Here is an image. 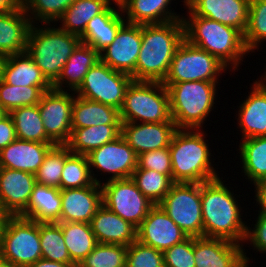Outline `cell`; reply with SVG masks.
<instances>
[{"label": "cell", "mask_w": 266, "mask_h": 267, "mask_svg": "<svg viewBox=\"0 0 266 267\" xmlns=\"http://www.w3.org/2000/svg\"><path fill=\"white\" fill-rule=\"evenodd\" d=\"M222 180L219 177L201 183L203 237L220 238L243 245L248 227L241 218L243 207Z\"/></svg>", "instance_id": "1"}, {"label": "cell", "mask_w": 266, "mask_h": 267, "mask_svg": "<svg viewBox=\"0 0 266 267\" xmlns=\"http://www.w3.org/2000/svg\"><path fill=\"white\" fill-rule=\"evenodd\" d=\"M184 39L182 20L142 25L136 81L163 82L168 75L176 49Z\"/></svg>", "instance_id": "2"}, {"label": "cell", "mask_w": 266, "mask_h": 267, "mask_svg": "<svg viewBox=\"0 0 266 267\" xmlns=\"http://www.w3.org/2000/svg\"><path fill=\"white\" fill-rule=\"evenodd\" d=\"M187 14L189 17L182 16L185 40L212 54L231 72L238 71L244 55L249 54L243 34L234 27L194 15L190 10Z\"/></svg>", "instance_id": "3"}, {"label": "cell", "mask_w": 266, "mask_h": 267, "mask_svg": "<svg viewBox=\"0 0 266 267\" xmlns=\"http://www.w3.org/2000/svg\"><path fill=\"white\" fill-rule=\"evenodd\" d=\"M200 129H177L169 151L174 183H203L219 178L213 167L205 132Z\"/></svg>", "instance_id": "4"}, {"label": "cell", "mask_w": 266, "mask_h": 267, "mask_svg": "<svg viewBox=\"0 0 266 267\" xmlns=\"http://www.w3.org/2000/svg\"><path fill=\"white\" fill-rule=\"evenodd\" d=\"M50 25H31L26 52L46 79L53 84L60 76L68 58L81 43V39L58 26L55 28V25Z\"/></svg>", "instance_id": "5"}, {"label": "cell", "mask_w": 266, "mask_h": 267, "mask_svg": "<svg viewBox=\"0 0 266 267\" xmlns=\"http://www.w3.org/2000/svg\"><path fill=\"white\" fill-rule=\"evenodd\" d=\"M218 83L187 81L164 84L169 93L171 118L177 129H202L216 104Z\"/></svg>", "instance_id": "6"}, {"label": "cell", "mask_w": 266, "mask_h": 267, "mask_svg": "<svg viewBox=\"0 0 266 267\" xmlns=\"http://www.w3.org/2000/svg\"><path fill=\"white\" fill-rule=\"evenodd\" d=\"M119 111L122 123L174 122L170 114L168 90L158 81L133 80Z\"/></svg>", "instance_id": "7"}, {"label": "cell", "mask_w": 266, "mask_h": 267, "mask_svg": "<svg viewBox=\"0 0 266 267\" xmlns=\"http://www.w3.org/2000/svg\"><path fill=\"white\" fill-rule=\"evenodd\" d=\"M41 258L39 222L8 216L0 238V259L18 267H28Z\"/></svg>", "instance_id": "8"}, {"label": "cell", "mask_w": 266, "mask_h": 267, "mask_svg": "<svg viewBox=\"0 0 266 267\" xmlns=\"http://www.w3.org/2000/svg\"><path fill=\"white\" fill-rule=\"evenodd\" d=\"M227 69L228 67L212 54L184 39L176 49L168 75L162 83L219 82V76L228 71Z\"/></svg>", "instance_id": "9"}, {"label": "cell", "mask_w": 266, "mask_h": 267, "mask_svg": "<svg viewBox=\"0 0 266 267\" xmlns=\"http://www.w3.org/2000/svg\"><path fill=\"white\" fill-rule=\"evenodd\" d=\"M159 206L189 237H203L201 183H173Z\"/></svg>", "instance_id": "10"}, {"label": "cell", "mask_w": 266, "mask_h": 267, "mask_svg": "<svg viewBox=\"0 0 266 267\" xmlns=\"http://www.w3.org/2000/svg\"><path fill=\"white\" fill-rule=\"evenodd\" d=\"M132 81L130 75L115 71L100 60L88 70L82 84L74 93L120 110Z\"/></svg>", "instance_id": "11"}, {"label": "cell", "mask_w": 266, "mask_h": 267, "mask_svg": "<svg viewBox=\"0 0 266 267\" xmlns=\"http://www.w3.org/2000/svg\"><path fill=\"white\" fill-rule=\"evenodd\" d=\"M101 187L103 205L136 228L154 206L131 178L103 182Z\"/></svg>", "instance_id": "12"}, {"label": "cell", "mask_w": 266, "mask_h": 267, "mask_svg": "<svg viewBox=\"0 0 266 267\" xmlns=\"http://www.w3.org/2000/svg\"><path fill=\"white\" fill-rule=\"evenodd\" d=\"M86 156L93 180L99 185L102 182L95 176L96 174L93 171L95 169H97V173L112 174L106 179V181H112L131 178L132 173L137 168L138 156L122 135L91 151Z\"/></svg>", "instance_id": "13"}, {"label": "cell", "mask_w": 266, "mask_h": 267, "mask_svg": "<svg viewBox=\"0 0 266 267\" xmlns=\"http://www.w3.org/2000/svg\"><path fill=\"white\" fill-rule=\"evenodd\" d=\"M74 93L51 89L38 103L46 135L56 144L65 145L71 135Z\"/></svg>", "instance_id": "14"}, {"label": "cell", "mask_w": 266, "mask_h": 267, "mask_svg": "<svg viewBox=\"0 0 266 267\" xmlns=\"http://www.w3.org/2000/svg\"><path fill=\"white\" fill-rule=\"evenodd\" d=\"M142 43V25L125 23L114 41L100 52V60L136 81V62Z\"/></svg>", "instance_id": "15"}, {"label": "cell", "mask_w": 266, "mask_h": 267, "mask_svg": "<svg viewBox=\"0 0 266 267\" xmlns=\"http://www.w3.org/2000/svg\"><path fill=\"white\" fill-rule=\"evenodd\" d=\"M243 246L220 238L194 237L195 267H249Z\"/></svg>", "instance_id": "16"}, {"label": "cell", "mask_w": 266, "mask_h": 267, "mask_svg": "<svg viewBox=\"0 0 266 267\" xmlns=\"http://www.w3.org/2000/svg\"><path fill=\"white\" fill-rule=\"evenodd\" d=\"M136 230L137 241L161 252L189 237L159 205H154L149 210Z\"/></svg>", "instance_id": "17"}, {"label": "cell", "mask_w": 266, "mask_h": 267, "mask_svg": "<svg viewBox=\"0 0 266 267\" xmlns=\"http://www.w3.org/2000/svg\"><path fill=\"white\" fill-rule=\"evenodd\" d=\"M35 174L0 167V208L8 216H20L28 206Z\"/></svg>", "instance_id": "18"}, {"label": "cell", "mask_w": 266, "mask_h": 267, "mask_svg": "<svg viewBox=\"0 0 266 267\" xmlns=\"http://www.w3.org/2000/svg\"><path fill=\"white\" fill-rule=\"evenodd\" d=\"M250 0H184L194 15L209 18L245 33Z\"/></svg>", "instance_id": "19"}, {"label": "cell", "mask_w": 266, "mask_h": 267, "mask_svg": "<svg viewBox=\"0 0 266 267\" xmlns=\"http://www.w3.org/2000/svg\"><path fill=\"white\" fill-rule=\"evenodd\" d=\"M61 214L58 222L90 223L102 203V187L91 186L60 189Z\"/></svg>", "instance_id": "20"}, {"label": "cell", "mask_w": 266, "mask_h": 267, "mask_svg": "<svg viewBox=\"0 0 266 267\" xmlns=\"http://www.w3.org/2000/svg\"><path fill=\"white\" fill-rule=\"evenodd\" d=\"M176 130L174 122L121 124V135L137 156L169 147Z\"/></svg>", "instance_id": "21"}, {"label": "cell", "mask_w": 266, "mask_h": 267, "mask_svg": "<svg viewBox=\"0 0 266 267\" xmlns=\"http://www.w3.org/2000/svg\"><path fill=\"white\" fill-rule=\"evenodd\" d=\"M249 95L239 106L237 125L241 139L266 136V83H253Z\"/></svg>", "instance_id": "22"}, {"label": "cell", "mask_w": 266, "mask_h": 267, "mask_svg": "<svg viewBox=\"0 0 266 267\" xmlns=\"http://www.w3.org/2000/svg\"><path fill=\"white\" fill-rule=\"evenodd\" d=\"M54 145L17 138L0 150V167L35 174Z\"/></svg>", "instance_id": "23"}, {"label": "cell", "mask_w": 266, "mask_h": 267, "mask_svg": "<svg viewBox=\"0 0 266 267\" xmlns=\"http://www.w3.org/2000/svg\"><path fill=\"white\" fill-rule=\"evenodd\" d=\"M97 243L129 246L137 240V228L105 205H101L90 222Z\"/></svg>", "instance_id": "24"}, {"label": "cell", "mask_w": 266, "mask_h": 267, "mask_svg": "<svg viewBox=\"0 0 266 267\" xmlns=\"http://www.w3.org/2000/svg\"><path fill=\"white\" fill-rule=\"evenodd\" d=\"M116 8L110 5L104 12L95 15L80 36L81 43L92 46L99 53L109 46L119 29L126 23V15L123 14L121 7L116 6Z\"/></svg>", "instance_id": "25"}, {"label": "cell", "mask_w": 266, "mask_h": 267, "mask_svg": "<svg viewBox=\"0 0 266 267\" xmlns=\"http://www.w3.org/2000/svg\"><path fill=\"white\" fill-rule=\"evenodd\" d=\"M1 79L12 86H37L43 92L52 89V84L26 51L6 56Z\"/></svg>", "instance_id": "26"}, {"label": "cell", "mask_w": 266, "mask_h": 267, "mask_svg": "<svg viewBox=\"0 0 266 267\" xmlns=\"http://www.w3.org/2000/svg\"><path fill=\"white\" fill-rule=\"evenodd\" d=\"M99 61L98 51L92 46L80 43L68 58L58 79L52 84V89L75 92L82 84L88 70Z\"/></svg>", "instance_id": "27"}, {"label": "cell", "mask_w": 266, "mask_h": 267, "mask_svg": "<svg viewBox=\"0 0 266 267\" xmlns=\"http://www.w3.org/2000/svg\"><path fill=\"white\" fill-rule=\"evenodd\" d=\"M32 23L23 8L0 13V53L5 56L26 51Z\"/></svg>", "instance_id": "28"}, {"label": "cell", "mask_w": 266, "mask_h": 267, "mask_svg": "<svg viewBox=\"0 0 266 267\" xmlns=\"http://www.w3.org/2000/svg\"><path fill=\"white\" fill-rule=\"evenodd\" d=\"M173 0H126L121 6L126 13V23L144 25L161 24L169 21L182 20V15L173 12ZM170 6V7H168ZM181 16V17H180Z\"/></svg>", "instance_id": "29"}, {"label": "cell", "mask_w": 266, "mask_h": 267, "mask_svg": "<svg viewBox=\"0 0 266 267\" xmlns=\"http://www.w3.org/2000/svg\"><path fill=\"white\" fill-rule=\"evenodd\" d=\"M120 111L97 101L75 96L72 106V129L98 125H121Z\"/></svg>", "instance_id": "30"}, {"label": "cell", "mask_w": 266, "mask_h": 267, "mask_svg": "<svg viewBox=\"0 0 266 267\" xmlns=\"http://www.w3.org/2000/svg\"><path fill=\"white\" fill-rule=\"evenodd\" d=\"M60 214V189L36 183L27 209L20 216L37 222H58Z\"/></svg>", "instance_id": "31"}, {"label": "cell", "mask_w": 266, "mask_h": 267, "mask_svg": "<svg viewBox=\"0 0 266 267\" xmlns=\"http://www.w3.org/2000/svg\"><path fill=\"white\" fill-rule=\"evenodd\" d=\"M120 135L121 125H98L72 129L70 139L65 145L71 153L88 155Z\"/></svg>", "instance_id": "32"}, {"label": "cell", "mask_w": 266, "mask_h": 267, "mask_svg": "<svg viewBox=\"0 0 266 267\" xmlns=\"http://www.w3.org/2000/svg\"><path fill=\"white\" fill-rule=\"evenodd\" d=\"M110 5L112 4L107 0H76L57 20L62 23L59 28L80 37L88 22L95 15L104 12Z\"/></svg>", "instance_id": "33"}, {"label": "cell", "mask_w": 266, "mask_h": 267, "mask_svg": "<svg viewBox=\"0 0 266 267\" xmlns=\"http://www.w3.org/2000/svg\"><path fill=\"white\" fill-rule=\"evenodd\" d=\"M239 144L242 172L252 184L266 179V136L242 139Z\"/></svg>", "instance_id": "34"}, {"label": "cell", "mask_w": 266, "mask_h": 267, "mask_svg": "<svg viewBox=\"0 0 266 267\" xmlns=\"http://www.w3.org/2000/svg\"><path fill=\"white\" fill-rule=\"evenodd\" d=\"M62 228L64 242L71 260L78 265L97 244L90 223L57 222Z\"/></svg>", "instance_id": "35"}, {"label": "cell", "mask_w": 266, "mask_h": 267, "mask_svg": "<svg viewBox=\"0 0 266 267\" xmlns=\"http://www.w3.org/2000/svg\"><path fill=\"white\" fill-rule=\"evenodd\" d=\"M8 114L13 120L18 139L54 143L45 133L38 105L19 107Z\"/></svg>", "instance_id": "36"}, {"label": "cell", "mask_w": 266, "mask_h": 267, "mask_svg": "<svg viewBox=\"0 0 266 267\" xmlns=\"http://www.w3.org/2000/svg\"><path fill=\"white\" fill-rule=\"evenodd\" d=\"M42 258L60 263H74L64 242L62 228L57 222H39Z\"/></svg>", "instance_id": "37"}, {"label": "cell", "mask_w": 266, "mask_h": 267, "mask_svg": "<svg viewBox=\"0 0 266 267\" xmlns=\"http://www.w3.org/2000/svg\"><path fill=\"white\" fill-rule=\"evenodd\" d=\"M131 179L154 205H159L163 201L174 183L167 175L151 169H135Z\"/></svg>", "instance_id": "38"}, {"label": "cell", "mask_w": 266, "mask_h": 267, "mask_svg": "<svg viewBox=\"0 0 266 267\" xmlns=\"http://www.w3.org/2000/svg\"><path fill=\"white\" fill-rule=\"evenodd\" d=\"M246 49L253 53L266 40V0H250L248 23L243 34ZM263 42V43H262Z\"/></svg>", "instance_id": "39"}, {"label": "cell", "mask_w": 266, "mask_h": 267, "mask_svg": "<svg viewBox=\"0 0 266 267\" xmlns=\"http://www.w3.org/2000/svg\"><path fill=\"white\" fill-rule=\"evenodd\" d=\"M94 183L87 156L70 153L65 158L60 189L82 188Z\"/></svg>", "instance_id": "40"}, {"label": "cell", "mask_w": 266, "mask_h": 267, "mask_svg": "<svg viewBox=\"0 0 266 267\" xmlns=\"http://www.w3.org/2000/svg\"><path fill=\"white\" fill-rule=\"evenodd\" d=\"M70 153L66 145H54L48 151L43 163L35 173L36 183L60 189L61 174L64 168L65 158Z\"/></svg>", "instance_id": "41"}, {"label": "cell", "mask_w": 266, "mask_h": 267, "mask_svg": "<svg viewBox=\"0 0 266 267\" xmlns=\"http://www.w3.org/2000/svg\"><path fill=\"white\" fill-rule=\"evenodd\" d=\"M43 93L37 86H12L0 79V107L6 113L19 107L38 105Z\"/></svg>", "instance_id": "42"}, {"label": "cell", "mask_w": 266, "mask_h": 267, "mask_svg": "<svg viewBox=\"0 0 266 267\" xmlns=\"http://www.w3.org/2000/svg\"><path fill=\"white\" fill-rule=\"evenodd\" d=\"M74 1L76 0H22V8L32 24H55Z\"/></svg>", "instance_id": "43"}, {"label": "cell", "mask_w": 266, "mask_h": 267, "mask_svg": "<svg viewBox=\"0 0 266 267\" xmlns=\"http://www.w3.org/2000/svg\"><path fill=\"white\" fill-rule=\"evenodd\" d=\"M127 246L97 243L77 267H126Z\"/></svg>", "instance_id": "44"}, {"label": "cell", "mask_w": 266, "mask_h": 267, "mask_svg": "<svg viewBox=\"0 0 266 267\" xmlns=\"http://www.w3.org/2000/svg\"><path fill=\"white\" fill-rule=\"evenodd\" d=\"M126 267H164L163 252L136 240L127 246Z\"/></svg>", "instance_id": "45"}, {"label": "cell", "mask_w": 266, "mask_h": 267, "mask_svg": "<svg viewBox=\"0 0 266 267\" xmlns=\"http://www.w3.org/2000/svg\"><path fill=\"white\" fill-rule=\"evenodd\" d=\"M164 267H195L194 237H188L163 252Z\"/></svg>", "instance_id": "46"}, {"label": "cell", "mask_w": 266, "mask_h": 267, "mask_svg": "<svg viewBox=\"0 0 266 267\" xmlns=\"http://www.w3.org/2000/svg\"><path fill=\"white\" fill-rule=\"evenodd\" d=\"M136 169H151L167 175L172 180V163L169 147L147 151L138 155Z\"/></svg>", "instance_id": "47"}, {"label": "cell", "mask_w": 266, "mask_h": 267, "mask_svg": "<svg viewBox=\"0 0 266 267\" xmlns=\"http://www.w3.org/2000/svg\"><path fill=\"white\" fill-rule=\"evenodd\" d=\"M254 228L247 227L245 241L249 242L253 250H257L260 253H266V214L258 213Z\"/></svg>", "instance_id": "48"}, {"label": "cell", "mask_w": 266, "mask_h": 267, "mask_svg": "<svg viewBox=\"0 0 266 267\" xmlns=\"http://www.w3.org/2000/svg\"><path fill=\"white\" fill-rule=\"evenodd\" d=\"M16 137L15 126L11 116L7 113L0 120V150L7 147Z\"/></svg>", "instance_id": "49"}, {"label": "cell", "mask_w": 266, "mask_h": 267, "mask_svg": "<svg viewBox=\"0 0 266 267\" xmlns=\"http://www.w3.org/2000/svg\"><path fill=\"white\" fill-rule=\"evenodd\" d=\"M255 186V200L257 201L259 208V213L266 214V179L258 181L253 184Z\"/></svg>", "instance_id": "50"}, {"label": "cell", "mask_w": 266, "mask_h": 267, "mask_svg": "<svg viewBox=\"0 0 266 267\" xmlns=\"http://www.w3.org/2000/svg\"><path fill=\"white\" fill-rule=\"evenodd\" d=\"M28 267H77V265L75 263H60L41 258Z\"/></svg>", "instance_id": "51"}, {"label": "cell", "mask_w": 266, "mask_h": 267, "mask_svg": "<svg viewBox=\"0 0 266 267\" xmlns=\"http://www.w3.org/2000/svg\"><path fill=\"white\" fill-rule=\"evenodd\" d=\"M22 7V0H0V13L16 11Z\"/></svg>", "instance_id": "52"}, {"label": "cell", "mask_w": 266, "mask_h": 267, "mask_svg": "<svg viewBox=\"0 0 266 267\" xmlns=\"http://www.w3.org/2000/svg\"><path fill=\"white\" fill-rule=\"evenodd\" d=\"M8 215L0 208V238L2 235V230Z\"/></svg>", "instance_id": "53"}, {"label": "cell", "mask_w": 266, "mask_h": 267, "mask_svg": "<svg viewBox=\"0 0 266 267\" xmlns=\"http://www.w3.org/2000/svg\"><path fill=\"white\" fill-rule=\"evenodd\" d=\"M0 267H18L8 261L0 259Z\"/></svg>", "instance_id": "54"}, {"label": "cell", "mask_w": 266, "mask_h": 267, "mask_svg": "<svg viewBox=\"0 0 266 267\" xmlns=\"http://www.w3.org/2000/svg\"><path fill=\"white\" fill-rule=\"evenodd\" d=\"M6 56L0 53V79L2 77V69Z\"/></svg>", "instance_id": "55"}, {"label": "cell", "mask_w": 266, "mask_h": 267, "mask_svg": "<svg viewBox=\"0 0 266 267\" xmlns=\"http://www.w3.org/2000/svg\"><path fill=\"white\" fill-rule=\"evenodd\" d=\"M107 1H108L110 4H115V7H116V6H120V7H121V6L125 3L126 0H107ZM112 1H113L114 3H113Z\"/></svg>", "instance_id": "56"}, {"label": "cell", "mask_w": 266, "mask_h": 267, "mask_svg": "<svg viewBox=\"0 0 266 267\" xmlns=\"http://www.w3.org/2000/svg\"><path fill=\"white\" fill-rule=\"evenodd\" d=\"M7 113L0 107V120L6 115Z\"/></svg>", "instance_id": "57"}, {"label": "cell", "mask_w": 266, "mask_h": 267, "mask_svg": "<svg viewBox=\"0 0 266 267\" xmlns=\"http://www.w3.org/2000/svg\"><path fill=\"white\" fill-rule=\"evenodd\" d=\"M265 70H266V66H265ZM261 78H266V72L264 73V75L260 76Z\"/></svg>", "instance_id": "58"}, {"label": "cell", "mask_w": 266, "mask_h": 267, "mask_svg": "<svg viewBox=\"0 0 266 267\" xmlns=\"http://www.w3.org/2000/svg\"><path fill=\"white\" fill-rule=\"evenodd\" d=\"M262 82L266 83V78H259Z\"/></svg>", "instance_id": "59"}]
</instances>
